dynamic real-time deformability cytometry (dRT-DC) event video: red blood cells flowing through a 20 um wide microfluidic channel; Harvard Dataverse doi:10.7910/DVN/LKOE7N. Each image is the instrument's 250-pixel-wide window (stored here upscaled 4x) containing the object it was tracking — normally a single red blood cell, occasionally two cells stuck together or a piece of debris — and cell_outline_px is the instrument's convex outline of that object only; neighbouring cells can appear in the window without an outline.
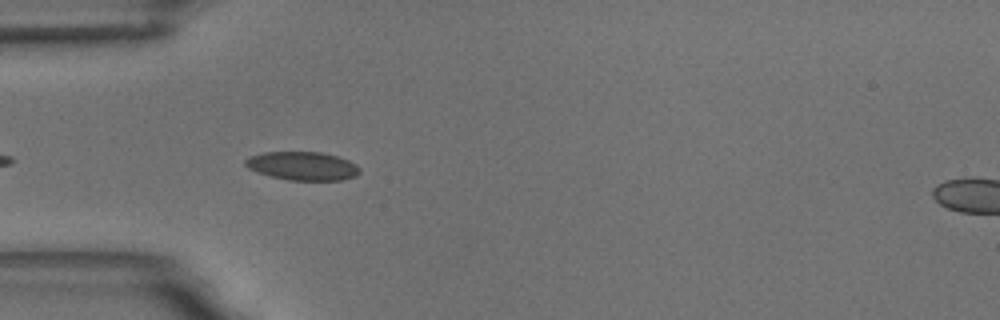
{"species": "common noctule bat (a hibernating species)", "species_latin": "Nyctalus noctula", "temperature_condition": "room temperature", "stored_images_in_passage": 4, "camera_frame_rate_fps": 3000, "um_per_image_px": 0.085, "animal": {"sex": "male", "body_mass_g": 18.8}, "frame": {"image": 1, "passage_image": 4, "time_ms": 4.333, "image_size_px": [1000, 320], "cell_outline_px": [[360, 172], [356, 176], [344, 180], [288, 180], [256, 172], [248, 168], [244, 164], [244, 160], [248, 156], [264, 152], [320, 152], [336, 156], [348, 160], [356, 164], [360, 168]], "centroid_in_image_um": [25.7, 14.1], "position_along_channel_um": 59.3, "area_um2": 19.07}}